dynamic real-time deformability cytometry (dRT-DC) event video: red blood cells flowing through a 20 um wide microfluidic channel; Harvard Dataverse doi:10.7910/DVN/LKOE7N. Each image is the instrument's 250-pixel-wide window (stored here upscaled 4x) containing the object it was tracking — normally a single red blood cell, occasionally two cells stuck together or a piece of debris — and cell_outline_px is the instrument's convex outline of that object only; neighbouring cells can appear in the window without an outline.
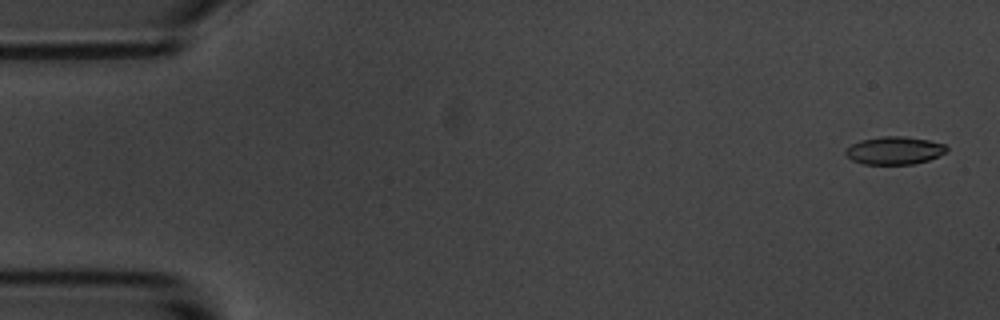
{"species": "common noctule bat (a hibernating species)", "species_latin": "Nyctalus noctula", "temperature_condition": "room temperature", "stored_images_in_passage": 4, "camera_frame_rate_fps": 3000, "um_per_image_px": 0.085, "animal": {"sex": "male", "body_mass_g": 20.1, "forearm_length_mm": 53.5}, "frame": {"image": 1, "passage_image": 1, "time_ms": 0.0, "image_size_px": [1000, 320], "cell_outline_px": [[948, 152], [928, 160], [912, 164], [864, 164], [852, 160], [844, 152], [852, 144], [860, 140], [884, 136], [904, 136], [928, 140], [944, 144], [948, 148]], "centroid_in_image_um": [76.05, 12.79], "position_along_channel_um": 8.9, "area_um2": 16.3}}